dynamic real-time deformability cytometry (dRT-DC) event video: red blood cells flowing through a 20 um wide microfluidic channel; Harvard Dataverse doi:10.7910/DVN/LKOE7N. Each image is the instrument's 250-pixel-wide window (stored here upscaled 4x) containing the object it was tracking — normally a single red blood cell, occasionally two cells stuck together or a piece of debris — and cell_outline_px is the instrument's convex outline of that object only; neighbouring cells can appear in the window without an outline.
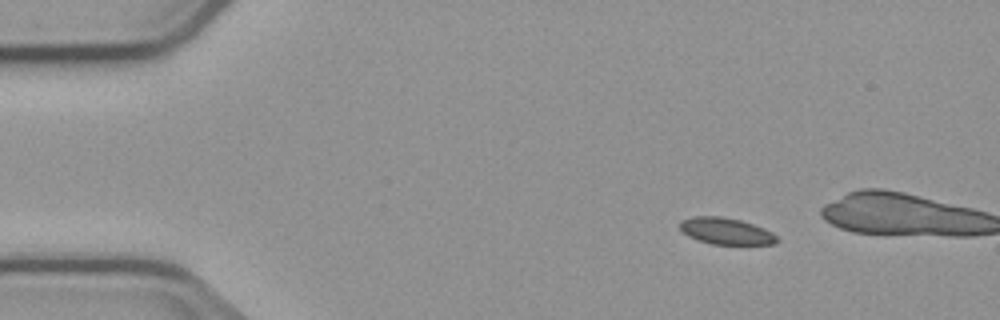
{"species": "common noctule bat (a hibernating species)", "species_latin": "Nyctalus noctula", "temperature_condition": "cold", "stored_images_in_passage": 4, "camera_frame_rate_fps": 3000, "um_per_image_px": 0.085, "animal": {"sex": "male", "body_mass_g": 23.1, "forearm_length_mm": 52.7}, "frame": {"image": 1, "passage_image": 1, "time_ms": 0.0, "image_size_px": [1000, 320], "cell_outline_px": [[780, 240], [776, 244], [712, 244], [688, 236], [680, 228], [680, 220], [692, 216], [720, 216], [740, 220], [764, 228], [772, 232]], "centroid_in_image_um": [61.72, 19.64], "position_along_channel_um": 23.3, "area_um2": 14.97}}